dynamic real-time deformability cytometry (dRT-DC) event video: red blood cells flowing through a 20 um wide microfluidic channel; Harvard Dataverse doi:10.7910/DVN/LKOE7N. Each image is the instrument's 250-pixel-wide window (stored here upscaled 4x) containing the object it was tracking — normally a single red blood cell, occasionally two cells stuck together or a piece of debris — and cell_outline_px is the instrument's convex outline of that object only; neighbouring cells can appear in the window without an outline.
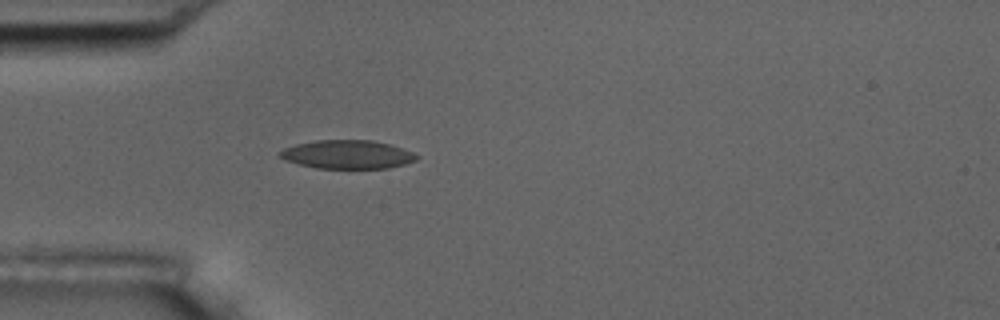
{"species": "common noctule bat (a hibernating species)", "species_latin": "Nyctalus noctula", "temperature_condition": "room temperature", "stored_images_in_passage": 4, "camera_frame_rate_fps": 3000, "um_per_image_px": 0.085, "animal": {"sex": "male", "body_mass_g": 17.5, "forearm_length_mm": 52.3}, "frame": {"image": 1, "passage_image": 4, "time_ms": 4.667, "image_size_px": [1000, 320], "cell_outline_px": [[420, 156], [416, 160], [404, 164], [388, 168], [316, 168], [284, 160], [276, 152], [284, 148], [296, 144], [316, 140], [372, 140], [388, 144], [412, 152]], "centroid_in_image_um": [29.49, 13.13], "position_along_channel_um": 55.5, "area_um2": 22.66}}